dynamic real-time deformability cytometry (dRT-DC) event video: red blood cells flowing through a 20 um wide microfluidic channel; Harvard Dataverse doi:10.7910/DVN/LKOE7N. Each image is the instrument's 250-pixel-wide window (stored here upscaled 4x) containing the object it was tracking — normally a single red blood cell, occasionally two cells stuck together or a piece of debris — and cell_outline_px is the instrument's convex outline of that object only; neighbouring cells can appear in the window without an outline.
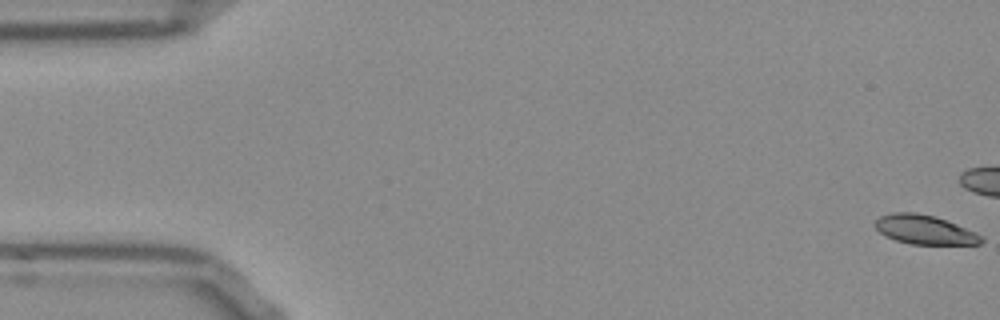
{"species": "Egyptian fruit bat (a non-hibernating species)", "species_latin": "Rousettus aegyptiacus", "temperature_condition": "room temperature", "stored_images_in_passage": 54, "camera_frame_rate_fps": 3000, "um_per_image_px": 0.085, "frame": {"image": 1, "passage_image": 1, "time_ms": 0.0, "image_size_px": [1000, 320], "cell_outline_px": [[984, 240], [980, 244], [912, 244], [896, 240], [880, 232], [872, 224], [880, 216], [892, 212], [916, 212], [932, 216], [956, 224], [976, 232], [984, 236]], "centroid_in_image_um": [78.6, 19.52], "position_along_channel_um": 6.4, "area_um2": 17.92}}
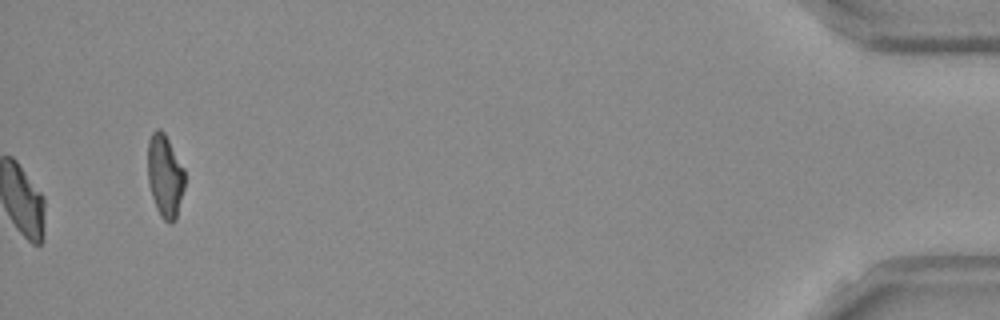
{"frame": {"image": 2, "passage_image": 54, "time_ms": 17.667, "image_size_px": [1000, 320], "cell_outline_px": [[184, 188], [176, 220], [172, 224], [164, 220], [160, 216], [156, 208], [152, 196], [148, 180], [148, 140], [152, 132], [156, 128], [160, 128], [164, 132], [184, 168]], "centroid_in_image_um": [14.02, 14.96], "position_along_channel_um": 421.2, "area_um2": 17.92}, "authors_computed_cell_mechanics": {"area_um2": 19.6231, "velocity_mm_per_s": 3.8317, "shape_relaxation_time_tau1_ms": 3.6649, "shape_relaxation_time_tau2_ms": 7.0547, "deformation_change_tau1": 0.1388, "deformation_change_tau2": 0.1223}}